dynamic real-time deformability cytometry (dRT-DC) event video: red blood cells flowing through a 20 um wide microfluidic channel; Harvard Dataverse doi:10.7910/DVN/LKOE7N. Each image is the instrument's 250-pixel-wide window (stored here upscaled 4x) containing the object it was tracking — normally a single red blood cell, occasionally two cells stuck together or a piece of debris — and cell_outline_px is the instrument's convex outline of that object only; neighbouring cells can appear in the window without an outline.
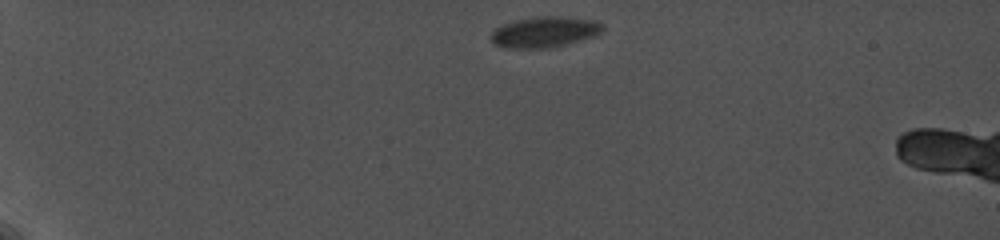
{"species": "common noctule bat (a hibernating species)", "species_latin": "Nyctalus noctula", "temperature_condition": "cold", "stored_images_in_passage": 32, "camera_frame_rate_fps": 5000, "um_per_image_px": 0.085, "animal": {"sex": "female", "body_mass_g": 19.0, "forearm_length_mm": 56.7}, "frame": {"image": 1, "passage_image": 1, "time_ms": 0.0, "image_size_px": [1000, 240], "cell_outline_px": [[604, 28], [596, 36], [548, 48], [504, 48], [492, 44], [488, 36], [496, 28], [504, 24], [516, 20], [536, 16], [560, 16], [596, 20], [604, 24]], "centroid_in_image_um": [46.26, 2.72], "position_along_channel_um": 38.7, "area_um2": 20.23}}
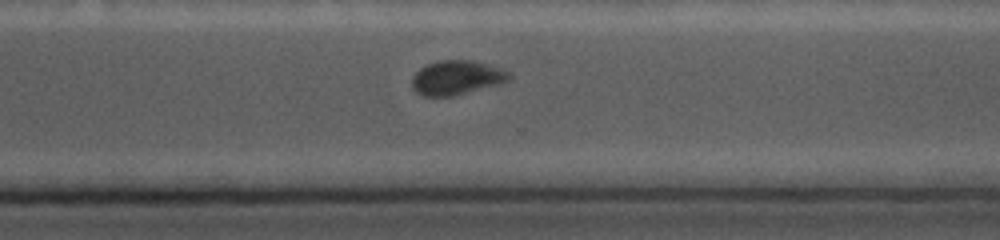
{"frame": {"image": 2, "passage_image": 28, "time_ms": 10.2, "image_size_px": [1000, 240], "cell_outline_px": [[512, 76], [508, 80], [500, 84], [452, 96], [424, 96], [416, 92], [412, 88], [412, 76], [420, 68], [428, 64], [440, 60], [472, 60], [500, 68], [508, 72]], "centroid_in_image_um": [38.79, 6.6], "position_along_channel_um": 331.8, "area_um2": 19.31}}
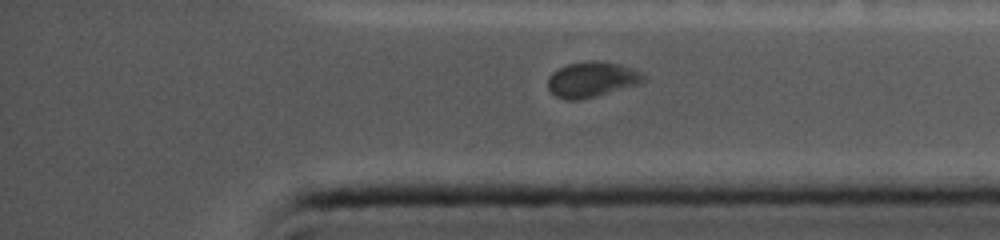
{"frame": {"image": 3, "passage_image": 32, "time_ms": 11.6, "image_size_px": [1000, 240], "cell_outline_px": [[648, 80], [640, 84], [596, 96], [580, 100], [564, 100], [556, 96], [548, 88], [548, 76], [552, 72], [568, 64], [588, 60], [600, 60], [620, 64], [640, 72], [648, 76]], "centroid_in_image_um": [50.34, 6.75], "position_along_channel_um": 384.9, "area_um2": 20.0}}